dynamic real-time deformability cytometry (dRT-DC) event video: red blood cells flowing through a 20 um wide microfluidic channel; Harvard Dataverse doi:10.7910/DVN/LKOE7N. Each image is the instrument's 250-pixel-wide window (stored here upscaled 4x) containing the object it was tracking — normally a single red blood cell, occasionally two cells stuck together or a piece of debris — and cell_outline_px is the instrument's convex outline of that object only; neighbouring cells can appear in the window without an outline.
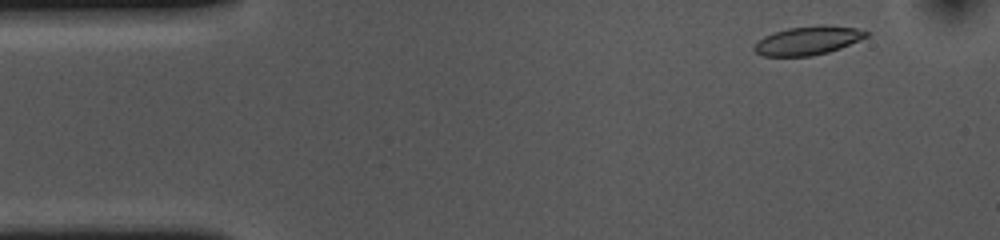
{"species": "common noctule bat (a hibernating species)", "species_latin": "Nyctalus noctula", "temperature_condition": "cold", "stored_images_in_passage": 52, "camera_frame_rate_fps": 3000, "um_per_image_px": 0.085, "animal": {"sex": "female", "body_mass_g": 10.0, "forearm_length_mm": 53.1}, "frame": {"image": 1, "passage_image": 3, "time_ms": 0.667, "image_size_px": [1000, 240], "cell_outline_px": [[868, 36], [860, 40], [840, 48], [828, 52], [812, 56], [764, 56], [756, 52], [752, 48], [764, 36], [788, 28], [816, 24], [824, 24], [856, 28], [868, 32]], "centroid_in_image_um": [68.69, 3.44], "position_along_channel_um": 16.3, "area_um2": 18.67}}
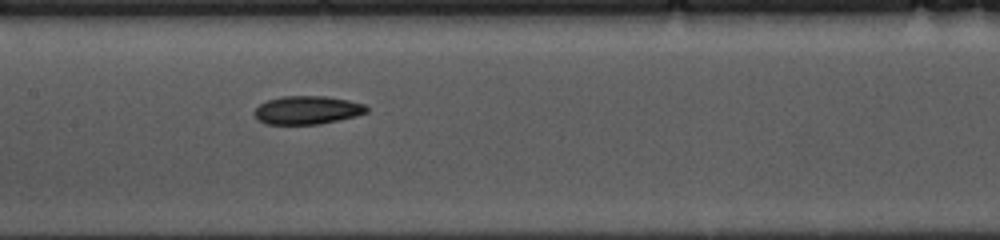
{"frame": {"image": 2, "passage_image": 23, "time_ms": 7.333, "image_size_px": [1000, 240], "cell_outline_px": [[368, 112], [356, 116], [340, 120], [320, 124], [268, 124], [256, 120], [252, 112], [260, 104], [268, 100], [280, 96], [328, 96], [348, 100], [364, 104], [368, 108]], "centroid_in_image_um": [26.1, 9.36], "position_along_channel_um": 181.3, "area_um2": 18.73}}
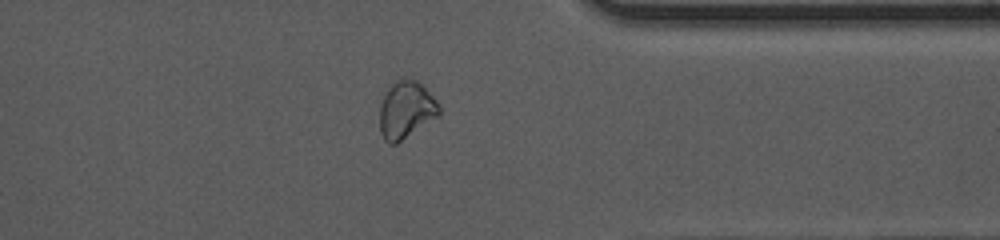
{"frame": {"image": 3, "passage_image": 40, "time_ms": 13.0, "image_size_px": [1000, 240], "cell_outline_px": [[440, 116], [396, 144], [388, 144], [384, 140], [380, 132], [380, 104], [384, 92], [400, 76], [404, 76], [416, 80], [436, 100], [440, 108]], "centroid_in_image_um": [34.5, 9.33], "position_along_channel_um": 376.9, "area_um2": 20.17}, "authors_computed_cell_mechanics": {"area_um2": 19.074, "velocity_mm_per_s": 3.6341, "shape_relaxation_time_tau1_ms": 4.7044, "shape_relaxation_time_tau2_ms": 8.6019, "deformation_change_tau1": 0.124, "deformation_change_tau2": 0.1418}}